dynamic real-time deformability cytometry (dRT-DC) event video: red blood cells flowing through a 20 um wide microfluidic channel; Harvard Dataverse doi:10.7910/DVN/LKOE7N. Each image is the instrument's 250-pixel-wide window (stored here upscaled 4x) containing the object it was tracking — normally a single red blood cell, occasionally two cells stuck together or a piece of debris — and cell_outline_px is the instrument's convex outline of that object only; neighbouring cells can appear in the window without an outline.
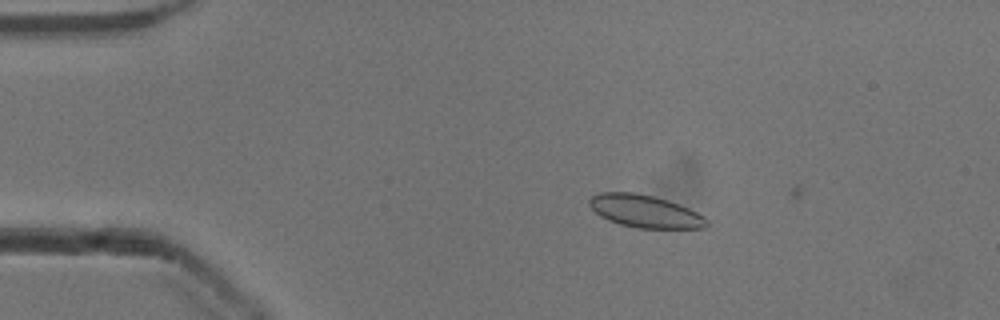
{"species": "common noctule bat (a hibernating species)", "species_latin": "Nyctalus noctula", "temperature_condition": "cold", "stored_images_in_passage": 12, "camera_frame_rate_fps": 3000, "um_per_image_px": 0.085, "animal": {"sex": "male", "body_mass_g": 13.3}, "frame": {"image": 1, "passage_image": 11, "time_ms": 3.333, "image_size_px": [1000, 320], "cell_outline_px": [[708, 228], [636, 228], [620, 224], [608, 220], [600, 216], [588, 204], [588, 200], [592, 196], [600, 192], [636, 192], [668, 200], [680, 204], [704, 216], [708, 220]], "centroid_in_image_um": [54.83, 17.96], "position_along_channel_um": 30.2, "area_um2": 22.37}}